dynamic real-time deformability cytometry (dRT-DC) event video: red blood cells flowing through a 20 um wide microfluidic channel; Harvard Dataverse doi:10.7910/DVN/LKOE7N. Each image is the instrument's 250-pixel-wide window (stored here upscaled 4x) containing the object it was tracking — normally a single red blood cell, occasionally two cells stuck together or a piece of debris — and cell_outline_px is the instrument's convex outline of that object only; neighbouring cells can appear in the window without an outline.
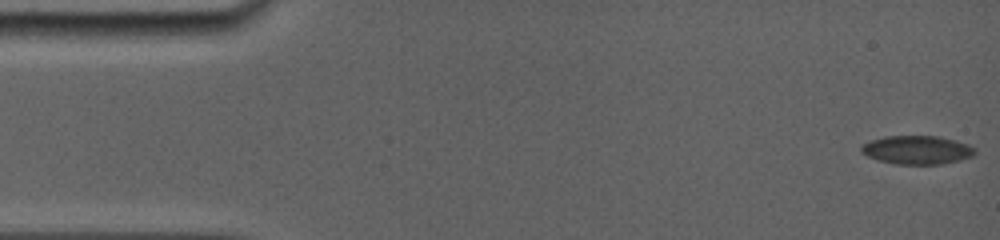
{"species": "common noctule bat (a hibernating species)", "species_latin": "Nyctalus noctula", "temperature_condition": "room temperature", "stored_images_in_passage": 84, "camera_frame_rate_fps": 5000, "um_per_image_px": 0.085, "animal": {"sex": "female", "body_mass_g": 19.0, "forearm_length_mm": 56.7}, "frame": {"image": 1, "passage_image": 1, "time_ms": 0.0, "image_size_px": [1000, 240], "cell_outline_px": [[976, 152], [972, 156], [960, 160], [940, 164], [896, 164], [876, 160], [860, 152], [860, 148], [864, 144], [872, 140], [884, 136], [940, 136], [956, 140], [968, 144], [976, 148]], "centroid_in_image_um": [77.96, 12.74], "position_along_channel_um": 7.0, "area_um2": 19.02}}
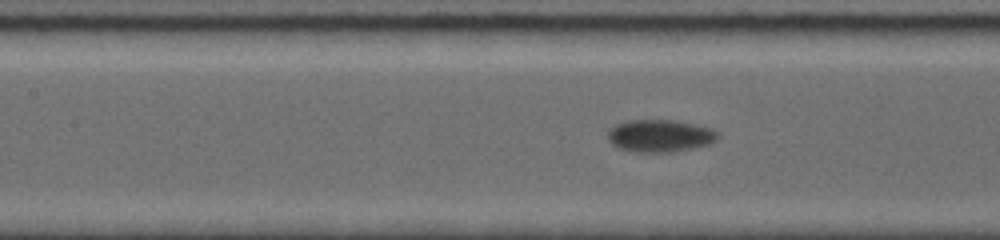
{"frame": {"image": 2, "passage_image": 37, "time_ms": 7.2, "image_size_px": [1000, 240], "cell_outline_px": [[720, 136], [712, 144], [672, 152], [632, 152], [620, 148], [612, 144], [608, 140], [608, 128], [616, 124], [628, 120], [676, 120], [696, 124], [712, 128]], "centroid_in_image_um": [56.1, 11.54], "position_along_channel_um": 151.3, "area_um2": 21.04}}
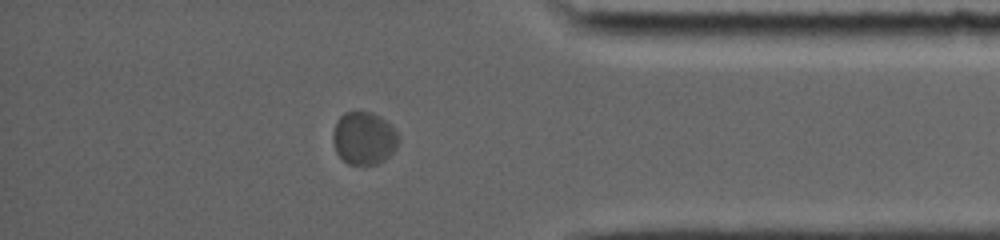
{"frame": {"image": 3, "passage_image": 72, "time_ms": 14.2, "image_size_px": [1000, 240], "cell_outline_px": [[400, 140], [396, 148], [384, 160], [376, 164], [348, 164], [336, 152], [332, 140], [332, 136], [336, 124], [340, 116], [344, 112], [372, 112], [380, 116], [392, 124], [400, 136]], "centroid_in_image_um": [30.96, 11.73], "position_along_channel_um": 404.2, "area_um2": 20.29}, "authors_computed_cell_mechanics": {"area_um2": 19.9988, "velocity_mm_per_s": 3.7535, "shape_relaxation_time_tau1_ms": 1.9724, "shape_relaxation_time_tau2_ms": null, "deformation_change_tau1": 0.067, "deformation_change_tau2": null}}